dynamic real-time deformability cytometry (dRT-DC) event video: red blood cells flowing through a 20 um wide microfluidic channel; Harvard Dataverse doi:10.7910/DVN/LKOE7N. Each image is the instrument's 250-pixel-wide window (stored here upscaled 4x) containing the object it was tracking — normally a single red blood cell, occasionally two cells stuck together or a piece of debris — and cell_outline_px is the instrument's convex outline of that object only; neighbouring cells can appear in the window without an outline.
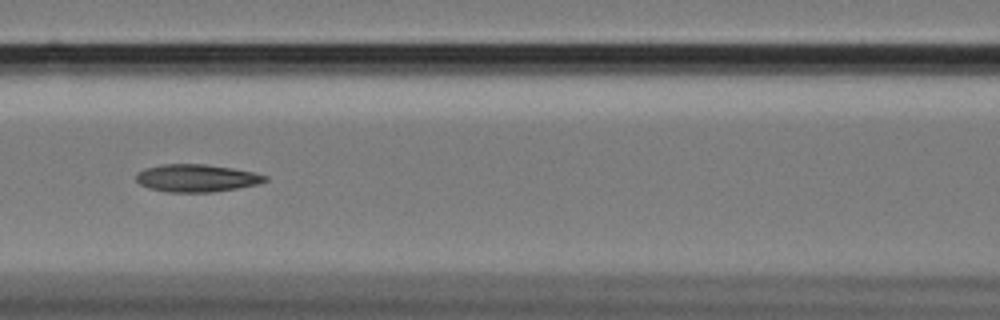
{"species": "Egyptian fruit bat (a non-hibernating species)", "species_latin": "Rousettus aegyptiacus", "temperature_condition": "cold", "stored_images_in_passage": 42, "camera_frame_rate_fps": 3000, "um_per_image_px": 0.085, "animal": {"sex": "female"}, "frame": {"image": 1, "passage_image": 12, "time_ms": 3.667, "image_size_px": [1000, 320], "cell_outline_px": [[268, 180], [256, 184], [236, 188], [212, 192], [168, 192], [148, 188], [140, 184], [136, 180], [136, 172], [144, 168], [164, 164], [204, 164], [232, 168], [252, 172], [268, 176]], "centroid_in_image_um": [16.66, 15.13], "position_along_channel_um": 149.9, "area_um2": 20.63}}
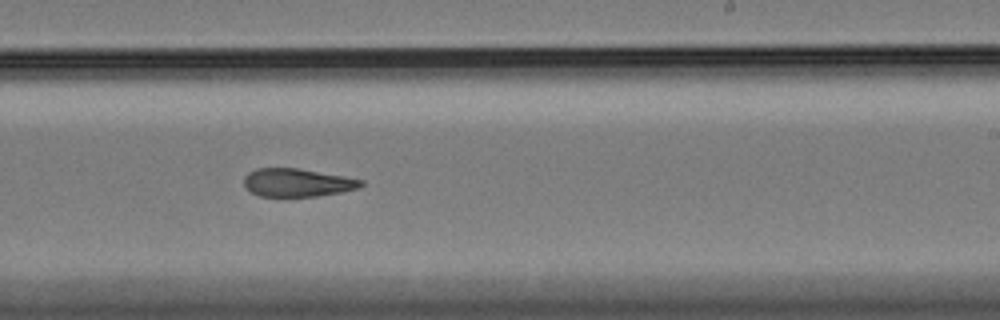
{"frame": {"image": 2, "passage_image": 22, "time_ms": 7.0, "image_size_px": [1000, 320], "cell_outline_px": [[364, 184], [356, 188], [340, 192], [316, 196], [260, 196], [252, 192], [244, 184], [244, 176], [248, 172], [256, 168], [300, 168], [344, 176], [364, 180]], "centroid_in_image_um": [25.26, 15.5], "position_along_channel_um": 263.7, "area_um2": 19.07}}
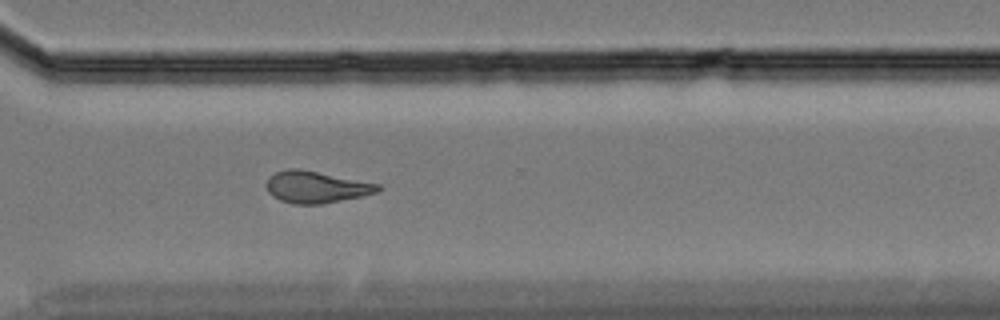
{"frame": {"image": 3, "passage_image": 29, "time_ms": 9.333, "image_size_px": [1000, 320], "cell_outline_px": [[384, 188], [376, 192], [360, 196], [324, 204], [292, 204], [280, 200], [272, 196], [268, 192], [264, 184], [268, 176], [276, 172], [288, 168], [296, 168], [380, 184]], "centroid_in_image_um": [26.82, 15.9], "position_along_channel_um": 343.8, "area_um2": 20.69}, "authors_computed_cell_mechanics": {"area_um2": 20.519, "velocity_mm_per_s": 3.4238, "shape_relaxation_time_tau1_ms": 9.0393, "shape_relaxation_time_tau2_ms": 5.6633, "deformation_change_tau1": 0.212, "deformation_change_tau2": 0.1457}}